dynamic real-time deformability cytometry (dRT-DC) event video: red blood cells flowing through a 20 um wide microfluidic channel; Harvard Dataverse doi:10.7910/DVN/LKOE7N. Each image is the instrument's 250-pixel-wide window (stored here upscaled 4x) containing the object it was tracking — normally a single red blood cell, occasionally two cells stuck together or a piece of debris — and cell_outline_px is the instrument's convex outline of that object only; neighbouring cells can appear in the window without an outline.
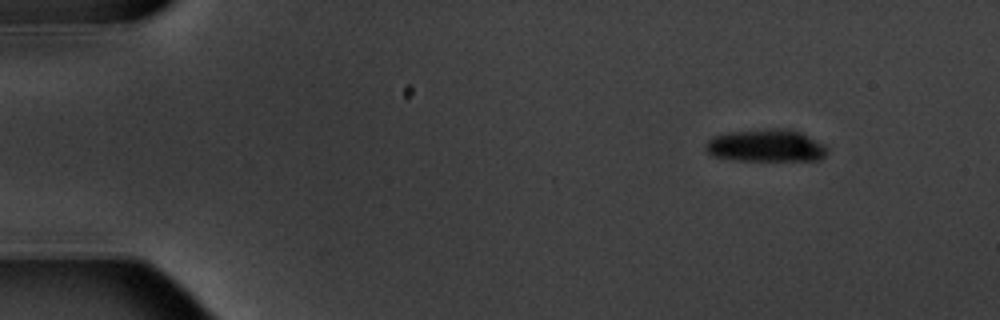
{"species": "common noctule bat (a hibernating species)", "species_latin": "Nyctalus noctula", "temperature_condition": "warm", "stored_images_in_passage": 4, "camera_frame_rate_fps": 3000, "um_per_image_px": 0.085, "animal": {"sex": "male", "body_mass_g": 20.1, "forearm_length_mm": 53.5}, "frame": {"image": 1, "passage_image": 1, "time_ms": 0.0, "image_size_px": [1000, 320], "cell_outline_px": [[828, 152], [820, 160], [736, 160], [712, 156], [704, 148], [704, 144], [712, 136], [728, 132], [764, 128], [784, 128], [800, 132], [824, 144], [828, 148]], "centroid_in_image_um": [65.09, 12.37], "position_along_channel_um": 19.9, "area_um2": 23.24}}
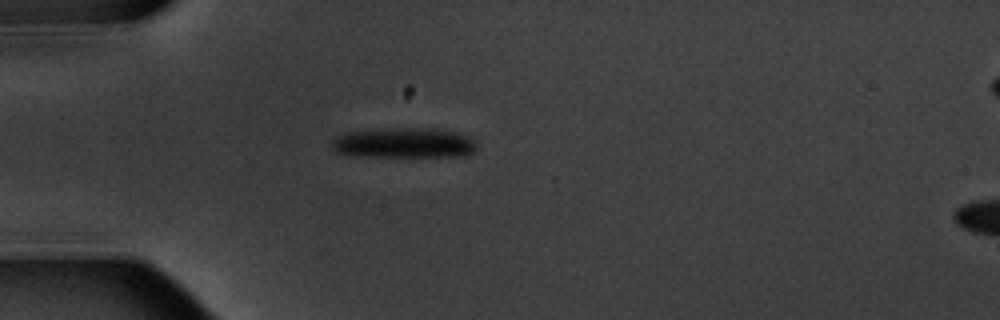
{"frame": {"image": 2, "passage_image": 4, "time_ms": 3.333, "image_size_px": [1000, 320], "cell_outline_px": [[476, 148], [472, 152], [464, 156], [344, 156], [336, 152], [332, 148], [332, 140], [336, 136], [348, 132], [392, 128], [412, 128], [456, 132], [472, 140], [476, 144]], "centroid_in_image_um": [34.24, 12.17], "position_along_channel_um": 50.8, "area_um2": 25.14}}